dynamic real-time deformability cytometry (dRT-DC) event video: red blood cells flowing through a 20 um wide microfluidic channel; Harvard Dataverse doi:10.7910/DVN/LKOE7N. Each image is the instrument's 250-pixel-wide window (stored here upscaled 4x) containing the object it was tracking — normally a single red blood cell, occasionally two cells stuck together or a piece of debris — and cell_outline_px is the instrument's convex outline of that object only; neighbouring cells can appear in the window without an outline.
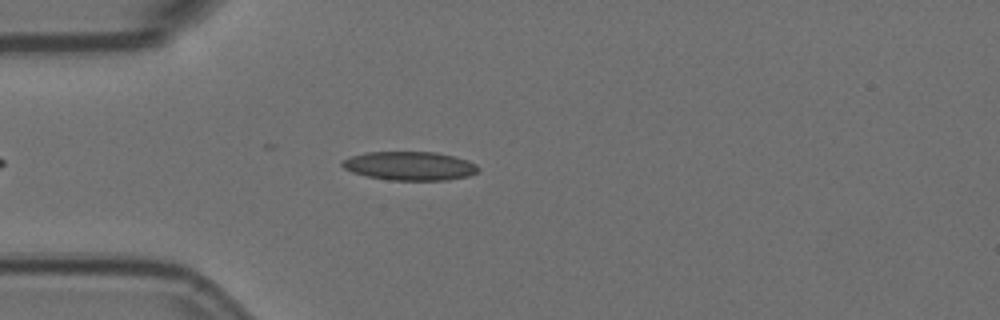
{"species": "Egyptian fruit bat (a non-hibernating species)", "species_latin": "Rousettus aegyptiacus", "temperature_condition": "room temperature", "stored_images_in_passage": 5, "camera_frame_rate_fps": 3000, "um_per_image_px": 0.085, "animal": {"sex": "female"}, "frame": {"image": 1, "passage_image": 5, "time_ms": 1.333, "image_size_px": [1000, 320], "cell_outline_px": [[480, 172], [468, 176], [448, 180], [388, 180], [368, 176], [352, 172], [344, 168], [340, 164], [340, 160], [352, 156], [368, 152], [436, 152], [468, 160], [476, 164], [480, 168]], "centroid_in_image_um": [34.85, 14.1], "position_along_channel_um": 50.2, "area_um2": 22.89}}